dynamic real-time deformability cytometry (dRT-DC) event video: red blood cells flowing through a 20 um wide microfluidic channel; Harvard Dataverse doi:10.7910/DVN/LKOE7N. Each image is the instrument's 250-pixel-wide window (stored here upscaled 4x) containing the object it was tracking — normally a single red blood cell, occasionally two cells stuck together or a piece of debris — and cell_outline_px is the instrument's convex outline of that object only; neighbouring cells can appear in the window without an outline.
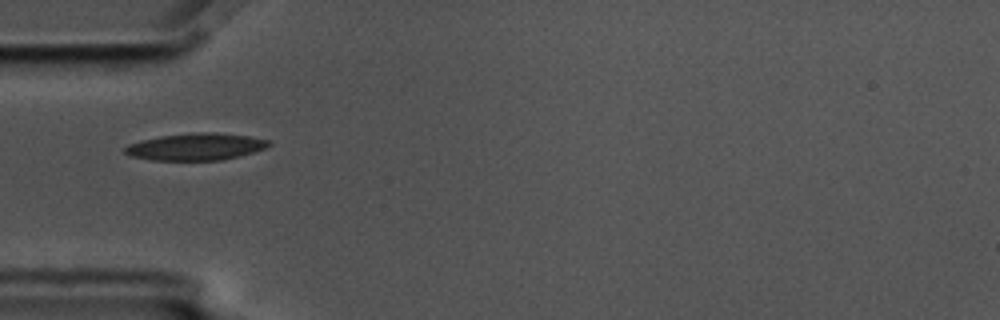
{"species": "common noctule bat (a hibernating species)", "species_latin": "Nyctalus noctula", "temperature_condition": "cold", "stored_images_in_passage": 2, "camera_frame_rate_fps": 3000, "um_per_image_px": 0.085, "animal": {"sex": "male", "body_mass_g": 17.5, "forearm_length_mm": 52.3}, "frame": {"image": 1, "passage_image": 1, "time_ms": 0.0, "image_size_px": [1000, 320], "cell_outline_px": [[272, 144], [264, 148], [240, 156], [220, 160], [152, 160], [132, 156], [124, 152], [124, 148], [128, 144], [160, 136], [196, 132], [212, 132], [248, 136], [272, 140]], "centroid_in_image_um": [16.67, 12.47], "position_along_channel_um": 68.3, "area_um2": 22.48}}